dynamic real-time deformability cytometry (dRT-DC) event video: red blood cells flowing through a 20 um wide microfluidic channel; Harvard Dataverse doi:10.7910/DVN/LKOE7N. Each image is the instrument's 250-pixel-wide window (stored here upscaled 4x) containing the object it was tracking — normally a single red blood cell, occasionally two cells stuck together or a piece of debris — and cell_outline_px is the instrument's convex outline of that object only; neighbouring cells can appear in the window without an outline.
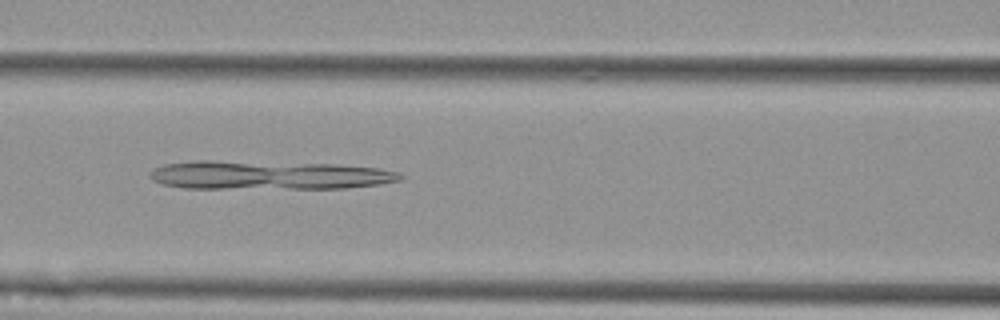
{"species": "Egyptian fruit bat (a non-hibernating species)", "species_latin": "Rousettus aegyptiacus", "temperature_condition": "cold", "stored_images_in_passage": 39, "camera_frame_rate_fps": 3000, "um_per_image_px": 0.085, "animal": {"sex": "female"}, "frame": {"image": 1, "passage_image": 12, "time_ms": 3.667, "image_size_px": [1000, 320], "cell_outline_px": [[404, 176], [400, 180], [380, 184], [344, 188], [184, 188], [160, 184], [152, 180], [148, 176], [152, 168], [164, 164], [192, 160], [212, 160], [336, 164], [380, 168], [396, 172]], "centroid_in_image_um": [22.76, 14.88], "position_along_channel_um": 143.8, "area_um2": 42.19}}